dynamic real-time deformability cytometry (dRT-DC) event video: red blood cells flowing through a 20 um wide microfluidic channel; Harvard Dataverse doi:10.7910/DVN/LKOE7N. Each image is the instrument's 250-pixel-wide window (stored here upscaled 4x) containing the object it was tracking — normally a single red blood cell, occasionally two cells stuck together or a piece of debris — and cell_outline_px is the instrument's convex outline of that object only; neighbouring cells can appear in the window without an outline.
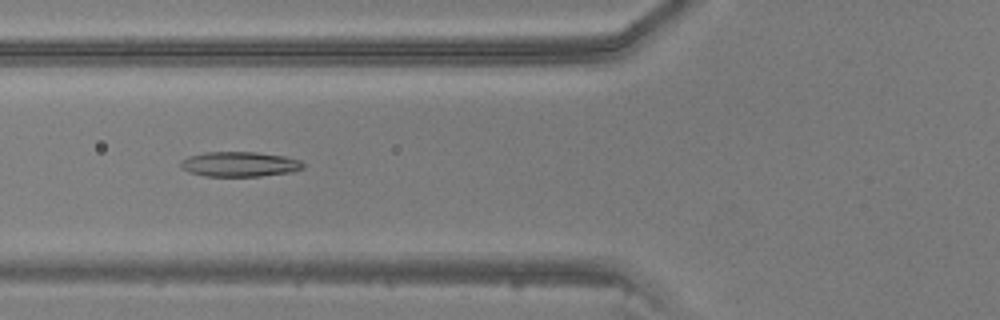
{"species": "common noctule bat (a hibernating species)", "species_latin": "Nyctalus noctula", "temperature_condition": "warm", "stored_images_in_passage": 34, "camera_frame_rate_fps": 3000, "um_per_image_px": 0.085, "animal": {"sex": "male", "body_mass_g": 20.5, "forearm_length_mm": 52.5}, "frame": {"image": 1, "passage_image": 5, "time_ms": 1.333, "image_size_px": [1000, 320], "cell_outline_px": [[304, 168], [292, 172], [260, 176], [204, 176], [188, 172], [180, 168], [180, 160], [188, 156], [204, 152], [256, 152], [284, 156], [300, 160], [304, 164]], "centroid_in_image_um": [20.33, 13.95], "position_along_channel_um": 105.5, "area_um2": 17.98}}
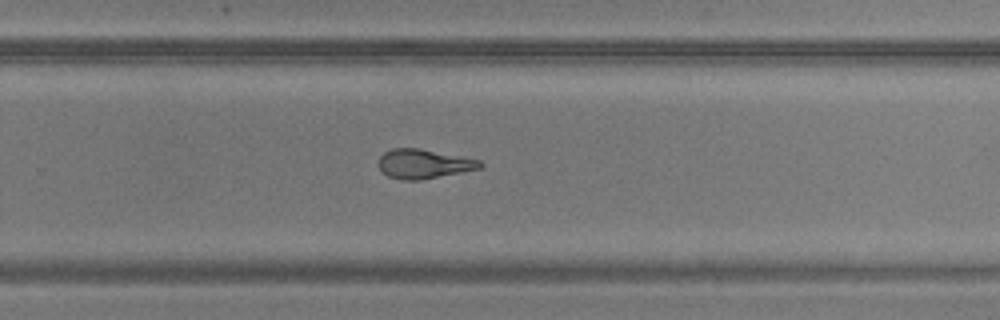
{"frame": {"image": 2, "passage_image": 18, "time_ms": 5.667, "image_size_px": [1000, 320], "cell_outline_px": [[484, 164], [480, 168], [420, 180], [400, 180], [388, 176], [376, 164], [380, 156], [384, 152], [392, 148], [420, 148], [480, 160]], "centroid_in_image_um": [35.97, 13.92], "position_along_channel_um": 293.8, "area_um2": 17.28}}
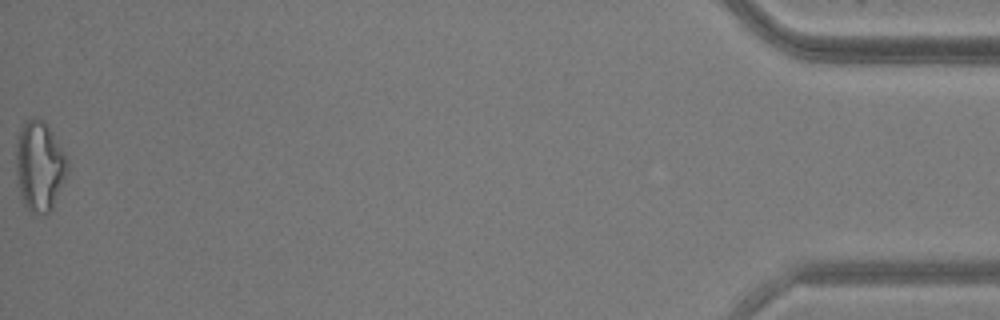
{"frame": {"image": 3, "passage_image": 34, "time_ms": 11.0, "image_size_px": [1000, 320], "cell_outline_px": [[68, 172], [52, 208], [48, 212], [32, 212], [20, 200], [16, 172], [16, 144], [20, 128], [24, 120], [36, 116], [44, 120], [48, 124], [64, 152], [68, 160]], "centroid_in_image_um": [3.35, 14.06], "position_along_channel_um": 431.9, "area_um2": 27.22}}